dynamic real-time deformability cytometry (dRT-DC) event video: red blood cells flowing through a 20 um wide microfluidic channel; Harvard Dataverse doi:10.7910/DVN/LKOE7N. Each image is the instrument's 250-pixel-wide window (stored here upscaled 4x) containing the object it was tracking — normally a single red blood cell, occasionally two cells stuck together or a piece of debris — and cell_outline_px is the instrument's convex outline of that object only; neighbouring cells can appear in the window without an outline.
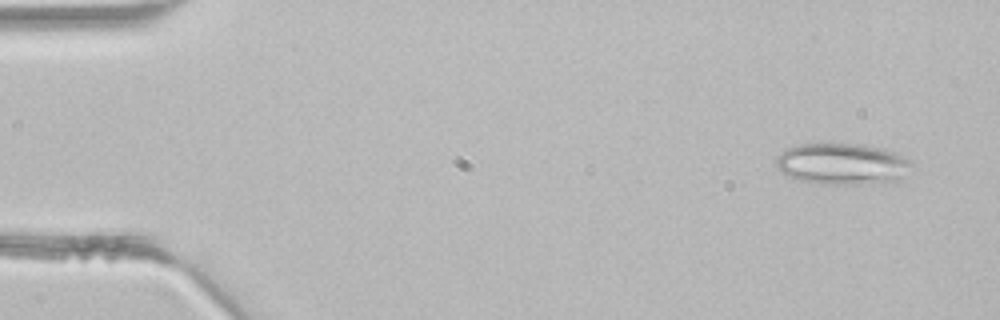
{"species": "common noctule bat (a hibernating species)", "species_latin": "Nyctalus noctula", "temperature_condition": "room temperature", "stored_images_in_passage": 3, "camera_frame_rate_fps": 3000, "um_per_image_px": 0.085, "animal": {"sex": "male", "body_mass_g": 21.5, "forearm_length_mm": 52.0}, "frame": {"image": 1, "passage_image": 1, "time_ms": 0.0, "image_size_px": [1000, 320], "cell_outline_px": [[916, 172], [904, 180], [892, 184], [812, 184], [788, 176], [776, 168], [776, 156], [784, 148], [800, 144], [820, 140], [864, 144], [896, 152], [912, 160], [916, 164]], "centroid_in_image_um": [71.72, 13.92], "position_along_channel_um": 13.3, "area_um2": 35.26}}